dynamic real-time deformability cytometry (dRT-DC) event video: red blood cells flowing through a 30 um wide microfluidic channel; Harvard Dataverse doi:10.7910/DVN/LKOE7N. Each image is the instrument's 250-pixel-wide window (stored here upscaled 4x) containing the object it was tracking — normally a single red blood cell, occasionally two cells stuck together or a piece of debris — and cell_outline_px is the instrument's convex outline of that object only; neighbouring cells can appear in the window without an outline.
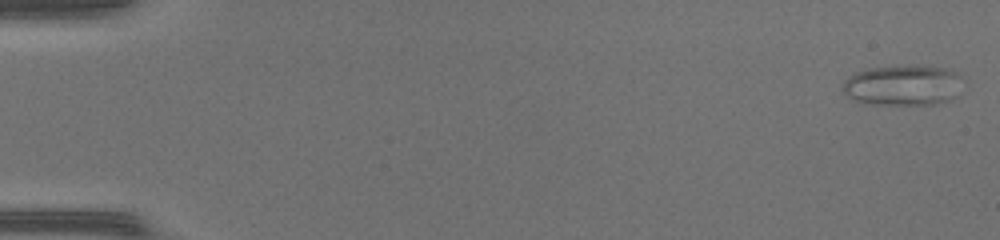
{"species": "common noctule bat (a hibernating species)", "species_latin": "Nyctalus noctula", "temperature_condition": "warm", "stored_images_in_passage": 48, "camera_frame_rate_fps": 3000, "um_per_image_px": 0.085, "animal": {"sex": "female", "body_mass_g": 17.0, "forearm_length_mm": 48.0}, "frame": {"image": 1, "passage_image": 1, "time_ms": 0.0, "image_size_px": [1000, 240], "cell_outline_px": [[960, 96], [936, 104], [864, 104], [848, 96], [844, 92], [844, 80], [848, 76], [856, 72], [868, 68], [916, 64], [924, 64], [944, 68], [960, 76]], "centroid_in_image_um": [76.76, 7.23], "position_along_channel_um": 8.2, "area_um2": 28.67}}
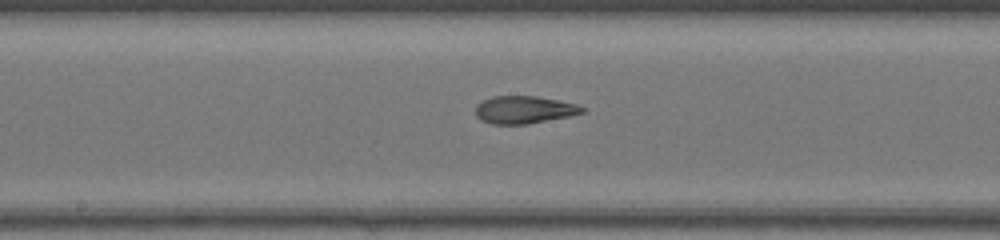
{"frame": {"image": 2, "passage_image": 26, "time_ms": 8.333, "image_size_px": [1000, 240], "cell_outline_px": [[588, 108], [584, 112], [568, 116], [528, 124], [492, 124], [480, 120], [476, 116], [476, 104], [492, 96], [536, 96], [576, 104]], "centroid_in_image_um": [44.54, 9.33], "position_along_channel_um": 203.7, "area_um2": 17.11}}
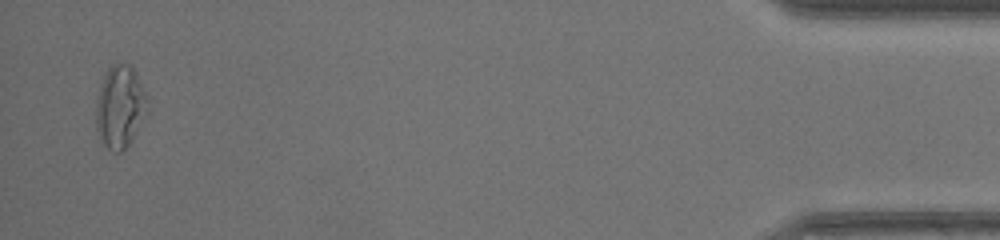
{"frame": {"image": 3, "passage_image": 47, "time_ms": 15.333, "image_size_px": [1000, 240], "cell_outline_px": [[148, 100], [132, 136], [128, 144], [120, 152], [112, 152], [104, 144], [96, 128], [96, 96], [104, 72], [116, 60], [128, 64], [136, 72]], "centroid_in_image_um": [10.12, 8.98], "position_along_channel_um": 425.1, "area_um2": 24.1}, "authors_computed_cell_mechanics": {"area_um2": 19.3341, "velocity_mm_per_s": 4.352, "shape_relaxation_time_tau1_ms": null, "shape_relaxation_time_tau2_ms": 1.6766, "deformation_change_tau1": null, "deformation_change_tau2": 0.1011}}